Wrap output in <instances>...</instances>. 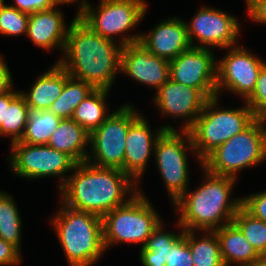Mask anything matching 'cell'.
Masks as SVG:
<instances>
[{"mask_svg":"<svg viewBox=\"0 0 266 266\" xmlns=\"http://www.w3.org/2000/svg\"><path fill=\"white\" fill-rule=\"evenodd\" d=\"M122 47L118 42L96 34L74 16L69 24L62 58L56 62L70 76L95 89L111 90L116 75L120 73Z\"/></svg>","mask_w":266,"mask_h":266,"instance_id":"obj_1","label":"cell"},{"mask_svg":"<svg viewBox=\"0 0 266 266\" xmlns=\"http://www.w3.org/2000/svg\"><path fill=\"white\" fill-rule=\"evenodd\" d=\"M137 186L121 169L98 167L84 161L77 163L59 190V200L70 208L103 218L135 196L139 192Z\"/></svg>","mask_w":266,"mask_h":266,"instance_id":"obj_2","label":"cell"},{"mask_svg":"<svg viewBox=\"0 0 266 266\" xmlns=\"http://www.w3.org/2000/svg\"><path fill=\"white\" fill-rule=\"evenodd\" d=\"M203 169L202 185L196 190H186L173 204L183 230L215 231L233 221L242 199H231L237 179L209 173Z\"/></svg>","mask_w":266,"mask_h":266,"instance_id":"obj_3","label":"cell"},{"mask_svg":"<svg viewBox=\"0 0 266 266\" xmlns=\"http://www.w3.org/2000/svg\"><path fill=\"white\" fill-rule=\"evenodd\" d=\"M50 222L69 266H93L104 252L103 218L75 210L60 202Z\"/></svg>","mask_w":266,"mask_h":266,"instance_id":"obj_4","label":"cell"},{"mask_svg":"<svg viewBox=\"0 0 266 266\" xmlns=\"http://www.w3.org/2000/svg\"><path fill=\"white\" fill-rule=\"evenodd\" d=\"M218 102V96L209 98L189 130L200 166L212 151L241 133L255 120L252 109L245 101L242 107L236 109L219 108Z\"/></svg>","mask_w":266,"mask_h":266,"instance_id":"obj_5","label":"cell"},{"mask_svg":"<svg viewBox=\"0 0 266 266\" xmlns=\"http://www.w3.org/2000/svg\"><path fill=\"white\" fill-rule=\"evenodd\" d=\"M266 160V121L255 119L241 133L218 146L203 161L209 173L237 179L238 172Z\"/></svg>","mask_w":266,"mask_h":266,"instance_id":"obj_6","label":"cell"},{"mask_svg":"<svg viewBox=\"0 0 266 266\" xmlns=\"http://www.w3.org/2000/svg\"><path fill=\"white\" fill-rule=\"evenodd\" d=\"M140 189L127 203L103 217L105 249H110L114 243H142L141 247H144L152 232L163 221Z\"/></svg>","mask_w":266,"mask_h":266,"instance_id":"obj_7","label":"cell"},{"mask_svg":"<svg viewBox=\"0 0 266 266\" xmlns=\"http://www.w3.org/2000/svg\"><path fill=\"white\" fill-rule=\"evenodd\" d=\"M147 6L145 0H101L96 9L90 4L79 18L96 34L126 46L140 41L141 33L128 32L143 20ZM117 35L122 36L119 41Z\"/></svg>","mask_w":266,"mask_h":266,"instance_id":"obj_8","label":"cell"},{"mask_svg":"<svg viewBox=\"0 0 266 266\" xmlns=\"http://www.w3.org/2000/svg\"><path fill=\"white\" fill-rule=\"evenodd\" d=\"M193 150L189 131H164L156 141L153 154L172 205L189 189L187 156L189 151L196 155Z\"/></svg>","mask_w":266,"mask_h":266,"instance_id":"obj_9","label":"cell"},{"mask_svg":"<svg viewBox=\"0 0 266 266\" xmlns=\"http://www.w3.org/2000/svg\"><path fill=\"white\" fill-rule=\"evenodd\" d=\"M133 105L120 106L90 133L87 162L98 167L117 168L123 171L125 141L130 124L141 114Z\"/></svg>","mask_w":266,"mask_h":266,"instance_id":"obj_10","label":"cell"},{"mask_svg":"<svg viewBox=\"0 0 266 266\" xmlns=\"http://www.w3.org/2000/svg\"><path fill=\"white\" fill-rule=\"evenodd\" d=\"M11 145L10 169L16 176L27 179L60 177L59 190L65 184L77 162L68 154L48 145H32L20 141ZM67 174V175H66Z\"/></svg>","mask_w":266,"mask_h":266,"instance_id":"obj_11","label":"cell"},{"mask_svg":"<svg viewBox=\"0 0 266 266\" xmlns=\"http://www.w3.org/2000/svg\"><path fill=\"white\" fill-rule=\"evenodd\" d=\"M227 50L225 56L217 60V96L220 98V91L225 89L246 101L254 92L259 73L266 65V61L238 44Z\"/></svg>","mask_w":266,"mask_h":266,"instance_id":"obj_12","label":"cell"},{"mask_svg":"<svg viewBox=\"0 0 266 266\" xmlns=\"http://www.w3.org/2000/svg\"><path fill=\"white\" fill-rule=\"evenodd\" d=\"M186 25L192 47L222 50L238 44L241 26L234 15L225 11L201 7Z\"/></svg>","mask_w":266,"mask_h":266,"instance_id":"obj_13","label":"cell"},{"mask_svg":"<svg viewBox=\"0 0 266 266\" xmlns=\"http://www.w3.org/2000/svg\"><path fill=\"white\" fill-rule=\"evenodd\" d=\"M214 50L191 47L169 61L170 79L199 89L208 99L217 96Z\"/></svg>","mask_w":266,"mask_h":266,"instance_id":"obj_14","label":"cell"},{"mask_svg":"<svg viewBox=\"0 0 266 266\" xmlns=\"http://www.w3.org/2000/svg\"><path fill=\"white\" fill-rule=\"evenodd\" d=\"M207 100L199 89L169 79L156 91L153 101L164 116L183 120L180 131H189Z\"/></svg>","mask_w":266,"mask_h":266,"instance_id":"obj_15","label":"cell"},{"mask_svg":"<svg viewBox=\"0 0 266 266\" xmlns=\"http://www.w3.org/2000/svg\"><path fill=\"white\" fill-rule=\"evenodd\" d=\"M145 117L140 114L130 124L125 141L123 172L128 174L137 184H140L150 156L154 153L157 139L164 131H177L175 127L167 123L152 132Z\"/></svg>","mask_w":266,"mask_h":266,"instance_id":"obj_16","label":"cell"},{"mask_svg":"<svg viewBox=\"0 0 266 266\" xmlns=\"http://www.w3.org/2000/svg\"><path fill=\"white\" fill-rule=\"evenodd\" d=\"M120 73L157 91L170 79V64L137 42L122 47Z\"/></svg>","mask_w":266,"mask_h":266,"instance_id":"obj_17","label":"cell"},{"mask_svg":"<svg viewBox=\"0 0 266 266\" xmlns=\"http://www.w3.org/2000/svg\"><path fill=\"white\" fill-rule=\"evenodd\" d=\"M151 54L171 61L191 48L186 21L171 17L153 27L150 32L141 33L140 41Z\"/></svg>","mask_w":266,"mask_h":266,"instance_id":"obj_18","label":"cell"},{"mask_svg":"<svg viewBox=\"0 0 266 266\" xmlns=\"http://www.w3.org/2000/svg\"><path fill=\"white\" fill-rule=\"evenodd\" d=\"M59 7L35 12L29 15L26 36L44 50L64 49L69 26H66L64 14Z\"/></svg>","mask_w":266,"mask_h":266,"instance_id":"obj_19","label":"cell"},{"mask_svg":"<svg viewBox=\"0 0 266 266\" xmlns=\"http://www.w3.org/2000/svg\"><path fill=\"white\" fill-rule=\"evenodd\" d=\"M66 81L67 71L56 62L47 72L38 76L30 91L20 93L25 97L29 108L46 110L61 95Z\"/></svg>","mask_w":266,"mask_h":266,"instance_id":"obj_20","label":"cell"},{"mask_svg":"<svg viewBox=\"0 0 266 266\" xmlns=\"http://www.w3.org/2000/svg\"><path fill=\"white\" fill-rule=\"evenodd\" d=\"M215 232L220 242L221 257L225 266H231L230 264L245 266L262 258L233 222L223 225Z\"/></svg>","mask_w":266,"mask_h":266,"instance_id":"obj_21","label":"cell"},{"mask_svg":"<svg viewBox=\"0 0 266 266\" xmlns=\"http://www.w3.org/2000/svg\"><path fill=\"white\" fill-rule=\"evenodd\" d=\"M90 133L77 122L62 119L56 130L50 136L48 146L71 156L77 163L84 162L89 152Z\"/></svg>","mask_w":266,"mask_h":266,"instance_id":"obj_22","label":"cell"},{"mask_svg":"<svg viewBox=\"0 0 266 266\" xmlns=\"http://www.w3.org/2000/svg\"><path fill=\"white\" fill-rule=\"evenodd\" d=\"M180 233L164 230L161 222L152 232L144 247L140 249V260L143 266H165L172 245L184 234V230L177 221ZM182 229V230H181Z\"/></svg>","mask_w":266,"mask_h":266,"instance_id":"obj_23","label":"cell"},{"mask_svg":"<svg viewBox=\"0 0 266 266\" xmlns=\"http://www.w3.org/2000/svg\"><path fill=\"white\" fill-rule=\"evenodd\" d=\"M110 90L94 89L74 110L72 120L89 133L98 128L110 115L107 96Z\"/></svg>","mask_w":266,"mask_h":266,"instance_id":"obj_24","label":"cell"},{"mask_svg":"<svg viewBox=\"0 0 266 266\" xmlns=\"http://www.w3.org/2000/svg\"><path fill=\"white\" fill-rule=\"evenodd\" d=\"M195 232L188 230V246L191 251L193 265L225 266L221 257L220 242L216 232L202 231V237H196Z\"/></svg>","mask_w":266,"mask_h":266,"instance_id":"obj_25","label":"cell"},{"mask_svg":"<svg viewBox=\"0 0 266 266\" xmlns=\"http://www.w3.org/2000/svg\"><path fill=\"white\" fill-rule=\"evenodd\" d=\"M61 120L49 109L35 110L29 108L25 132L20 142L32 145H47L50 136Z\"/></svg>","mask_w":266,"mask_h":266,"instance_id":"obj_26","label":"cell"},{"mask_svg":"<svg viewBox=\"0 0 266 266\" xmlns=\"http://www.w3.org/2000/svg\"><path fill=\"white\" fill-rule=\"evenodd\" d=\"M95 88L82 80L70 76L67 72V81L61 95L52 103L49 110L61 119L72 118L75 108Z\"/></svg>","mask_w":266,"mask_h":266,"instance_id":"obj_27","label":"cell"},{"mask_svg":"<svg viewBox=\"0 0 266 266\" xmlns=\"http://www.w3.org/2000/svg\"><path fill=\"white\" fill-rule=\"evenodd\" d=\"M22 220L13 195L0 191V238L21 251Z\"/></svg>","mask_w":266,"mask_h":266,"instance_id":"obj_28","label":"cell"},{"mask_svg":"<svg viewBox=\"0 0 266 266\" xmlns=\"http://www.w3.org/2000/svg\"><path fill=\"white\" fill-rule=\"evenodd\" d=\"M28 110L25 97L19 93L6 106L5 123L1 124L0 136H9L11 144L20 141L25 132Z\"/></svg>","mask_w":266,"mask_h":266,"instance_id":"obj_29","label":"cell"},{"mask_svg":"<svg viewBox=\"0 0 266 266\" xmlns=\"http://www.w3.org/2000/svg\"><path fill=\"white\" fill-rule=\"evenodd\" d=\"M261 257H266V223L254 218L242 206L232 221Z\"/></svg>","mask_w":266,"mask_h":266,"instance_id":"obj_30","label":"cell"},{"mask_svg":"<svg viewBox=\"0 0 266 266\" xmlns=\"http://www.w3.org/2000/svg\"><path fill=\"white\" fill-rule=\"evenodd\" d=\"M29 14L3 4L0 8V34L3 36H20L27 34Z\"/></svg>","mask_w":266,"mask_h":266,"instance_id":"obj_31","label":"cell"},{"mask_svg":"<svg viewBox=\"0 0 266 266\" xmlns=\"http://www.w3.org/2000/svg\"><path fill=\"white\" fill-rule=\"evenodd\" d=\"M245 102L255 119L266 121V65L259 73L254 92Z\"/></svg>","mask_w":266,"mask_h":266,"instance_id":"obj_32","label":"cell"},{"mask_svg":"<svg viewBox=\"0 0 266 266\" xmlns=\"http://www.w3.org/2000/svg\"><path fill=\"white\" fill-rule=\"evenodd\" d=\"M165 266H194L188 246V230L172 245Z\"/></svg>","mask_w":266,"mask_h":266,"instance_id":"obj_33","label":"cell"},{"mask_svg":"<svg viewBox=\"0 0 266 266\" xmlns=\"http://www.w3.org/2000/svg\"><path fill=\"white\" fill-rule=\"evenodd\" d=\"M241 206L254 218L266 223V191L241 197Z\"/></svg>","mask_w":266,"mask_h":266,"instance_id":"obj_34","label":"cell"},{"mask_svg":"<svg viewBox=\"0 0 266 266\" xmlns=\"http://www.w3.org/2000/svg\"><path fill=\"white\" fill-rule=\"evenodd\" d=\"M9 5L29 15L56 7L54 0H14V4Z\"/></svg>","mask_w":266,"mask_h":266,"instance_id":"obj_35","label":"cell"},{"mask_svg":"<svg viewBox=\"0 0 266 266\" xmlns=\"http://www.w3.org/2000/svg\"><path fill=\"white\" fill-rule=\"evenodd\" d=\"M21 257V251L15 245L0 238V266L18 265Z\"/></svg>","mask_w":266,"mask_h":266,"instance_id":"obj_36","label":"cell"},{"mask_svg":"<svg viewBox=\"0 0 266 266\" xmlns=\"http://www.w3.org/2000/svg\"><path fill=\"white\" fill-rule=\"evenodd\" d=\"M246 7L252 22L266 24V0H246Z\"/></svg>","mask_w":266,"mask_h":266,"instance_id":"obj_37","label":"cell"},{"mask_svg":"<svg viewBox=\"0 0 266 266\" xmlns=\"http://www.w3.org/2000/svg\"><path fill=\"white\" fill-rule=\"evenodd\" d=\"M12 75L10 69L0 55V95L9 92L13 87Z\"/></svg>","mask_w":266,"mask_h":266,"instance_id":"obj_38","label":"cell"},{"mask_svg":"<svg viewBox=\"0 0 266 266\" xmlns=\"http://www.w3.org/2000/svg\"><path fill=\"white\" fill-rule=\"evenodd\" d=\"M21 91H15L13 88L0 95V127L2 123H5L6 106H9L10 102L20 93Z\"/></svg>","mask_w":266,"mask_h":266,"instance_id":"obj_39","label":"cell"},{"mask_svg":"<svg viewBox=\"0 0 266 266\" xmlns=\"http://www.w3.org/2000/svg\"><path fill=\"white\" fill-rule=\"evenodd\" d=\"M56 6L59 7V5L63 4H70V3H75L76 1L78 2L79 0H54ZM88 0H80V5L78 7L77 13H75L76 17H79L85 10L86 8L90 5V2Z\"/></svg>","mask_w":266,"mask_h":266,"instance_id":"obj_40","label":"cell"},{"mask_svg":"<svg viewBox=\"0 0 266 266\" xmlns=\"http://www.w3.org/2000/svg\"><path fill=\"white\" fill-rule=\"evenodd\" d=\"M245 266H266V257H262L260 260Z\"/></svg>","mask_w":266,"mask_h":266,"instance_id":"obj_41","label":"cell"},{"mask_svg":"<svg viewBox=\"0 0 266 266\" xmlns=\"http://www.w3.org/2000/svg\"><path fill=\"white\" fill-rule=\"evenodd\" d=\"M4 3H5L4 0H0V8H1V6H2Z\"/></svg>","mask_w":266,"mask_h":266,"instance_id":"obj_42","label":"cell"}]
</instances>
